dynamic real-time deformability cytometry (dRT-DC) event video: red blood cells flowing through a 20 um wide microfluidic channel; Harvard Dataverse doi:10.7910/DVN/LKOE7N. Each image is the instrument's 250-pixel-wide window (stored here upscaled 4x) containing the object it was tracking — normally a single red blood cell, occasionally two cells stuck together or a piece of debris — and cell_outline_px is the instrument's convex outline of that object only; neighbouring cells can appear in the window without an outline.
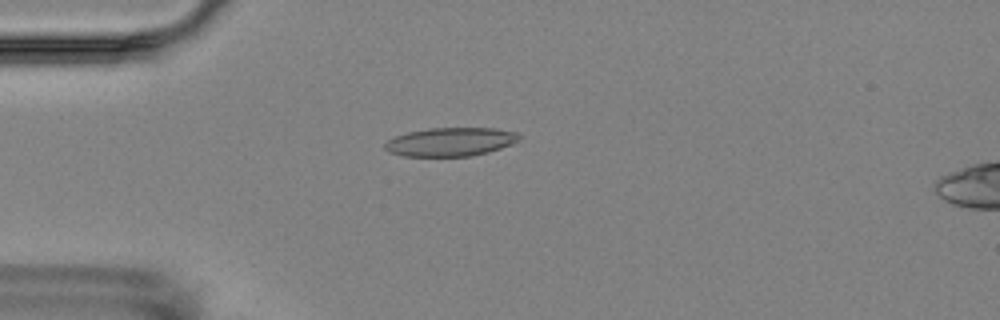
{"species": "Egyptian fruit bat (a non-hibernating species)", "species_latin": "Rousettus aegyptiacus", "temperature_condition": "room temperature", "stored_images_in_passage": 13, "camera_frame_rate_fps": 3000, "um_per_image_px": 0.085, "animal": {"sex": "female"}, "frame": {"image": 1, "passage_image": 2, "time_ms": 1.333, "image_size_px": [1000, 320], "cell_outline_px": [[524, 136], [520, 140], [512, 144], [488, 152], [472, 156], [404, 156], [388, 152], [384, 148], [384, 144], [388, 140], [396, 136], [408, 132], [428, 128], [496, 128], [520, 132]], "centroid_in_image_um": [38.35, 12.05], "position_along_channel_um": 46.6, "area_um2": 22.66}}
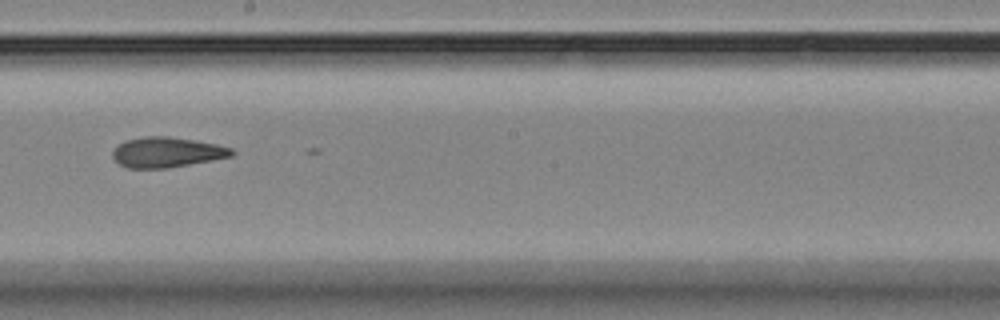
{"frame": {"image": 2, "passage_image": 7, "time_ms": 7.0, "image_size_px": [1000, 320], "cell_outline_px": [[236, 152], [232, 156], [212, 160], [168, 168], [128, 168], [120, 164], [112, 156], [112, 152], [120, 144], [128, 140], [144, 136], [168, 136], [196, 140], [216, 144], [232, 148]], "centroid_in_image_um": [14.22, 12.94], "position_along_channel_um": 234.0, "area_um2": 20.87}}
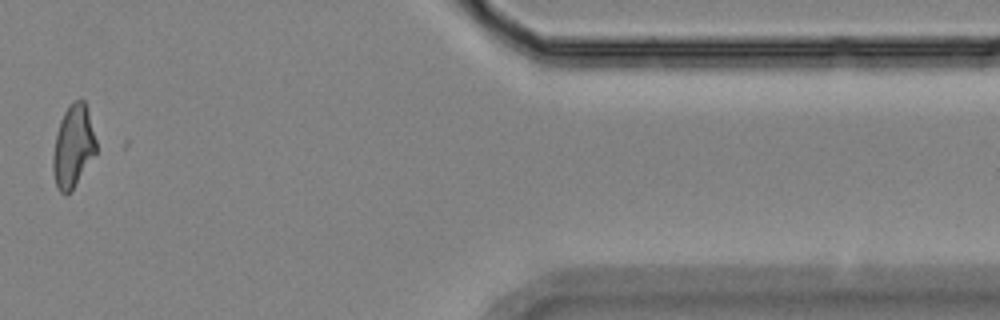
{"frame": {"image": 3, "passage_image": 12, "time_ms": 13.0, "image_size_px": [1000, 320], "cell_outline_px": [[96, 152], [72, 188], [64, 196], [60, 192], [56, 184], [52, 168], [52, 156], [56, 136], [60, 120], [64, 112], [76, 100], [84, 100], [88, 112], [96, 140]], "centroid_in_image_um": [6.2, 12.44], "position_along_channel_um": 405.2, "area_um2": 20.11}}